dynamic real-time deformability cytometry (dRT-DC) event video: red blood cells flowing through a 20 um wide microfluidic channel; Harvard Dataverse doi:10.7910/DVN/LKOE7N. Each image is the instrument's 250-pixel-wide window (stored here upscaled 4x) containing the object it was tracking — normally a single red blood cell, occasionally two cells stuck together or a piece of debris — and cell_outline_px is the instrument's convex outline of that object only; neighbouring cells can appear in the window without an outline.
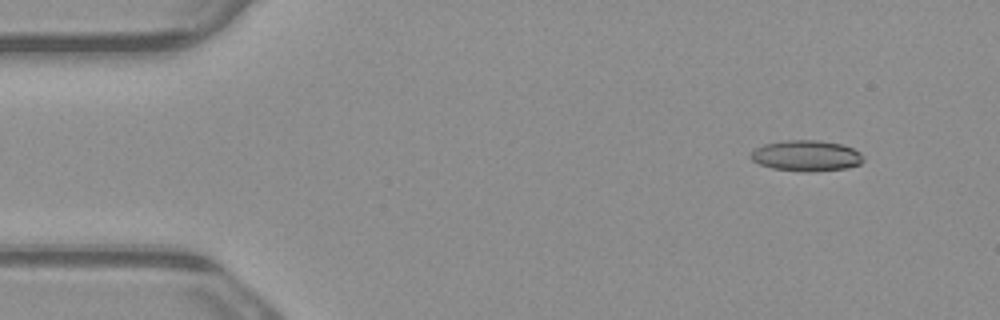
{"species": "common noctule bat (a hibernating species)", "species_latin": "Nyctalus noctula", "temperature_condition": "warm", "stored_images_in_passage": 8, "camera_frame_rate_fps": 3000, "um_per_image_px": 0.085, "animal": {"sex": "male", "body_mass_g": 23.1, "forearm_length_mm": 52.7}, "frame": {"image": 1, "passage_image": 1, "time_ms": 0.0, "image_size_px": [1000, 320], "cell_outline_px": [[864, 160], [860, 164], [848, 168], [816, 172], [804, 172], [772, 168], [760, 164], [752, 160], [748, 156], [756, 148], [764, 144], [784, 140], [820, 140], [840, 144], [852, 148], [860, 152], [864, 156]], "centroid_in_image_um": [68.56, 13.24], "position_along_channel_um": 16.4, "area_um2": 20.46}}
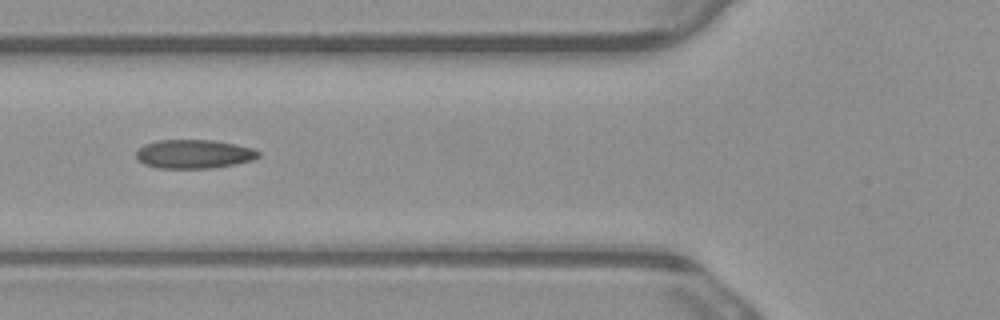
{"frame": {"image": 2, "passage_image": 5, "time_ms": 1.333, "image_size_px": [1000, 320], "cell_outline_px": [[260, 156], [252, 160], [236, 164], [212, 168], [156, 168], [144, 164], [136, 160], [136, 148], [144, 144], [156, 140], [212, 140], [236, 144], [252, 148], [260, 152]], "centroid_in_image_um": [16.44, 13.09], "position_along_channel_um": 109.4, "area_um2": 20.81}}
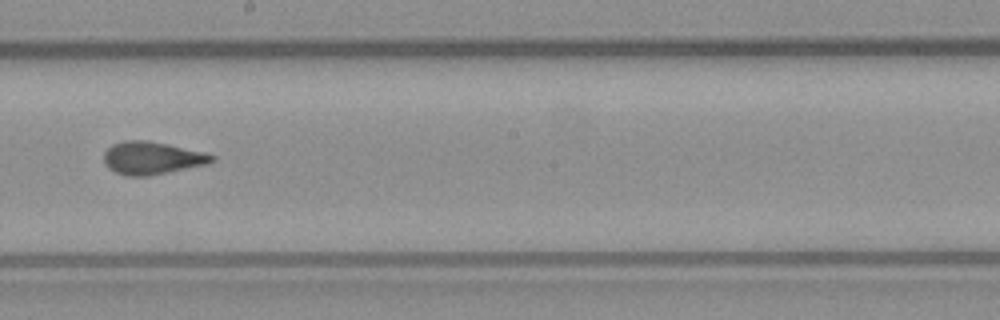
{"frame": {"image": 3, "passage_image": 8, "time_ms": 2.333, "image_size_px": [1000, 320], "cell_outline_px": [[216, 160], [208, 164], [148, 176], [128, 176], [116, 172], [108, 168], [104, 164], [104, 152], [112, 144], [124, 140], [148, 140], [168, 144], [204, 152], [216, 156]], "centroid_in_image_um": [12.92, 13.42], "position_along_channel_um": 235.3, "area_um2": 20.69}}